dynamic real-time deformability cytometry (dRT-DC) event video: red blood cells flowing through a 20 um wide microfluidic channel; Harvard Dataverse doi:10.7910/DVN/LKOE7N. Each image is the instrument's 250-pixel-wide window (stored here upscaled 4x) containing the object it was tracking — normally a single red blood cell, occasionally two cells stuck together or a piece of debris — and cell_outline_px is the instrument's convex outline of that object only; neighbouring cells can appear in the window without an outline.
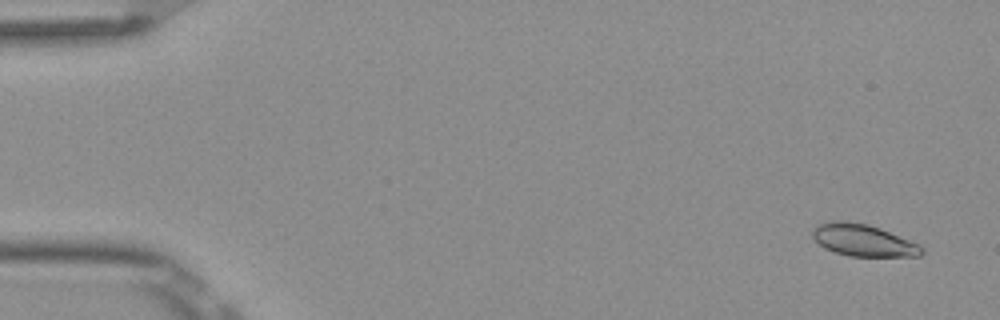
{"species": "Egyptian fruit bat (a non-hibernating species)", "species_latin": "Rousettus aegyptiacus", "temperature_condition": "room temperature", "stored_images_in_passage": 5, "camera_frame_rate_fps": 3000, "um_per_image_px": 0.085, "frame": {"image": 1, "passage_image": 1, "time_ms": 0.0, "image_size_px": [1000, 320], "cell_outline_px": [[924, 252], [920, 256], [848, 256], [824, 248], [812, 236], [812, 228], [816, 224], [832, 220], [844, 220], [868, 224], [880, 228], [920, 244], [924, 248]], "centroid_in_image_um": [73.36, 20.41], "position_along_channel_um": 11.6, "area_um2": 20.52}}
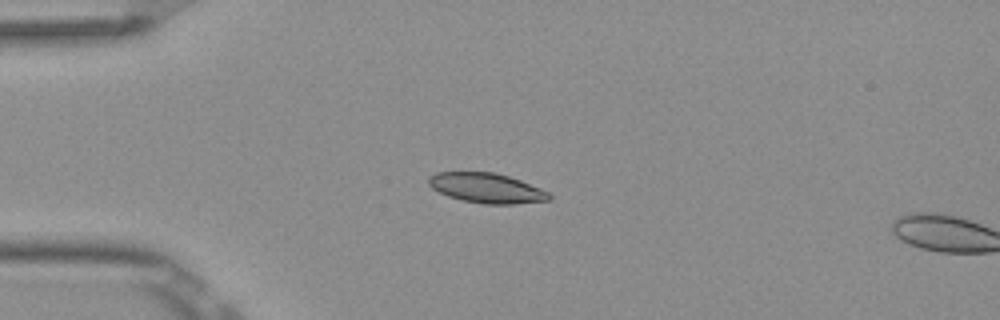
{"frame": {"image": 2, "passage_image": 4, "time_ms": 1.0, "image_size_px": [1000, 320], "cell_outline_px": [[552, 196], [548, 200], [512, 204], [484, 204], [464, 200], [448, 196], [432, 188], [428, 184], [428, 176], [436, 172], [496, 172], [520, 180], [540, 188], [548, 192]], "centroid_in_image_um": [41.34, 15.97], "position_along_channel_um": 43.7, "area_um2": 20.87}}